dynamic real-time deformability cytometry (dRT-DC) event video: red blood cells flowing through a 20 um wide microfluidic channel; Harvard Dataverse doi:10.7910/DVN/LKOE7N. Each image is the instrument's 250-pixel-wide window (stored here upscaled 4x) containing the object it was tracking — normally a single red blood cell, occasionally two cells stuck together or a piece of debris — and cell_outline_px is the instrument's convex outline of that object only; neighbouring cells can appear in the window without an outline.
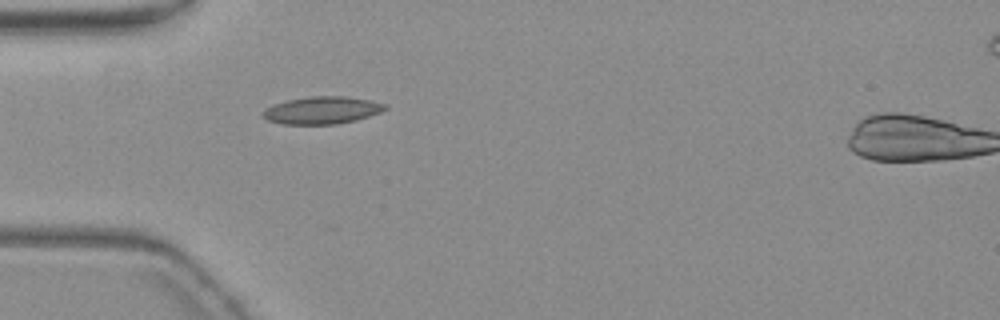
{"species": "common noctule bat (a hibernating species)", "species_latin": "Nyctalus noctula", "temperature_condition": "warm", "stored_images_in_passage": 3, "camera_frame_rate_fps": 3000, "um_per_image_px": 0.085, "animal": {"sex": "female", "body_mass_g": 19.3, "forearm_length_mm": 54.1}, "frame": {"image": 1, "passage_image": 2, "time_ms": 1.333, "image_size_px": [1000, 320], "cell_outline_px": [[388, 108], [380, 112], [356, 120], [336, 124], [280, 124], [268, 120], [260, 112], [264, 108], [272, 104], [284, 100], [308, 96], [348, 96], [388, 104]], "centroid_in_image_um": [27.33, 9.36], "position_along_channel_um": 57.7, "area_um2": 19.77}}